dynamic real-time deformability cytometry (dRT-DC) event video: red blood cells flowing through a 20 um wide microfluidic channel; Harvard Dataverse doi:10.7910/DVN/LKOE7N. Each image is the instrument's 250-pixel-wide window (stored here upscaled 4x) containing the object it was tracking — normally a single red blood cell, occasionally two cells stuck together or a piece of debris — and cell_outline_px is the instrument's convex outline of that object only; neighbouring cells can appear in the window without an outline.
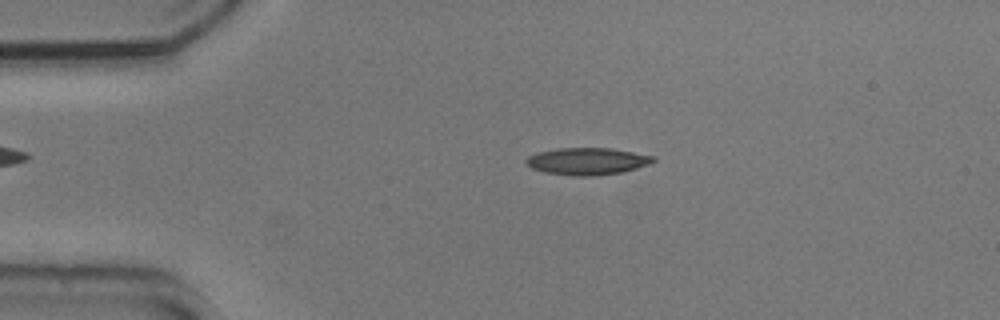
{"species": "common noctule bat (a hibernating species)", "species_latin": "Nyctalus noctula", "temperature_condition": "cold", "stored_images_in_passage": 43, "camera_frame_rate_fps": 3000, "um_per_image_px": 0.085, "animal": {"sex": "male", "body_mass_g": 20.5, "forearm_length_mm": 52.5}, "frame": {"image": 1, "passage_image": 1, "time_ms": 0.0, "image_size_px": [1000, 320], "cell_outline_px": [[656, 160], [652, 164], [620, 172], [592, 176], [572, 176], [544, 172], [532, 168], [524, 160], [528, 156], [536, 152], [556, 148], [608, 148], [656, 156]], "centroid_in_image_um": [49.91, 13.7], "position_along_channel_um": 35.1, "area_um2": 20.11}}
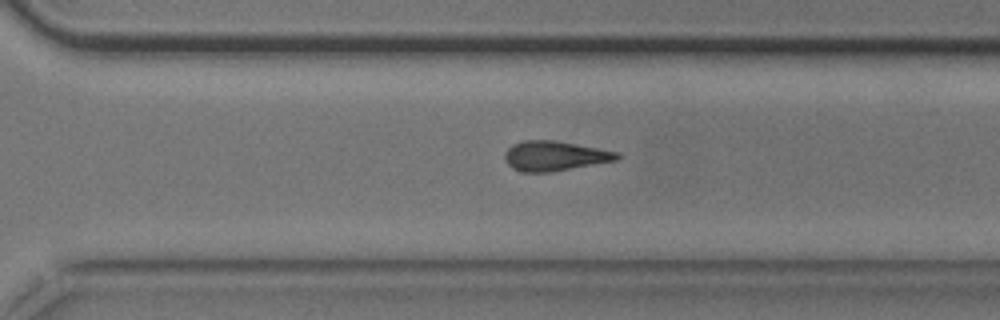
{"frame": {"image": 2, "passage_image": 27, "time_ms": 8.667, "image_size_px": [1000, 320], "cell_outline_px": [[620, 156], [616, 160], [552, 172], [524, 172], [512, 168], [504, 160], [504, 152], [512, 144], [524, 140], [556, 140], [620, 152]], "centroid_in_image_um": [47.13, 13.24], "position_along_channel_um": 323.5, "area_um2": 19.59}}
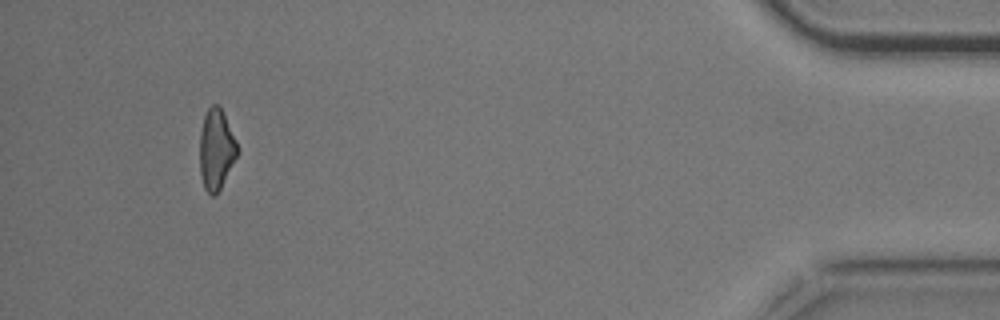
{"frame": {"image": 3, "passage_image": 40, "time_ms": 13.0, "image_size_px": [1000, 320], "cell_outline_px": [[240, 152], [216, 196], [212, 196], [204, 188], [200, 172], [200, 132], [204, 116], [208, 108], [212, 104], [220, 104], [240, 148]], "centroid_in_image_um": [18.41, 12.68], "position_along_channel_um": 416.8, "area_um2": 18.03}}